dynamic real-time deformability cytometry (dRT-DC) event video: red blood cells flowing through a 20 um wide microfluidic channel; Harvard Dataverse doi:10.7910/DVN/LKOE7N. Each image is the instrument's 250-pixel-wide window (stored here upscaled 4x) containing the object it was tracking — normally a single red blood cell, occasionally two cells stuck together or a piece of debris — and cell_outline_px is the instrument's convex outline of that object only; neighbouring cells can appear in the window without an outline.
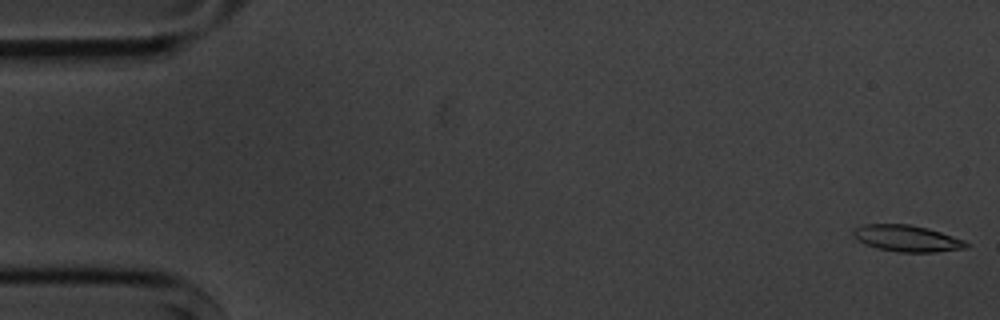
{"species": "common noctule bat (a hibernating species)", "species_latin": "Nyctalus noctula", "temperature_condition": "cold", "stored_images_in_passage": 5, "camera_frame_rate_fps": 3000, "um_per_image_px": 0.085, "animal": {"sex": "male", "body_mass_g": 20.1, "forearm_length_mm": 53.5}, "frame": {"image": 1, "passage_image": 1, "time_ms": 0.0, "image_size_px": [1000, 320], "cell_outline_px": [[968, 244], [964, 248], [936, 252], [900, 252], [876, 248], [860, 240], [852, 232], [856, 228], [864, 224], [908, 224], [928, 228], [964, 240]], "centroid_in_image_um": [77.11, 20.26], "position_along_channel_um": 7.9, "area_um2": 16.99}}